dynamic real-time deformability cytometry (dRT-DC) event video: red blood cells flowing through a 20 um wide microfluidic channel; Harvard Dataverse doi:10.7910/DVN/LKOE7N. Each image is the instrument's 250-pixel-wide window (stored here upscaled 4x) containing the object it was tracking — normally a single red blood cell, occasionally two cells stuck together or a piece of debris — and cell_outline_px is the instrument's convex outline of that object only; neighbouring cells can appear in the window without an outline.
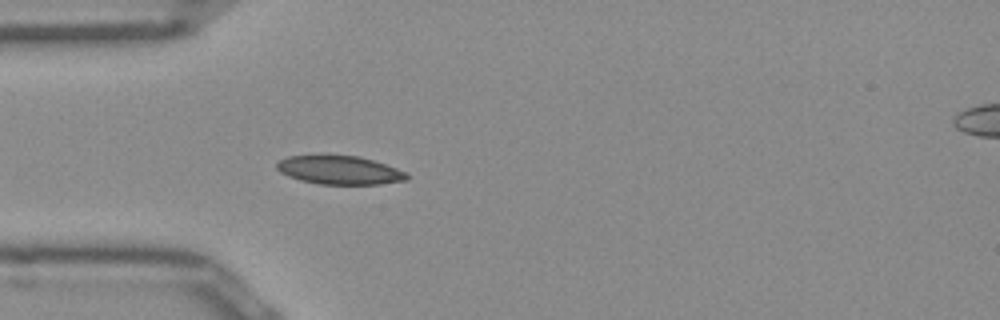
{"species": "Egyptian fruit bat (a non-hibernating species)", "species_latin": "Rousettus aegyptiacus", "temperature_condition": "room temperature", "stored_images_in_passage": 37, "camera_frame_rate_fps": 3000, "um_per_image_px": 0.085, "frame": {"image": 1, "passage_image": 1, "time_ms": 0.0, "image_size_px": [1000, 320], "cell_outline_px": [[408, 180], [380, 184], [320, 184], [300, 180], [288, 176], [280, 172], [276, 168], [276, 164], [280, 160], [288, 156], [360, 156], [408, 172]], "centroid_in_image_um": [28.88, 14.47], "position_along_channel_um": 56.1, "area_um2": 21.44}}
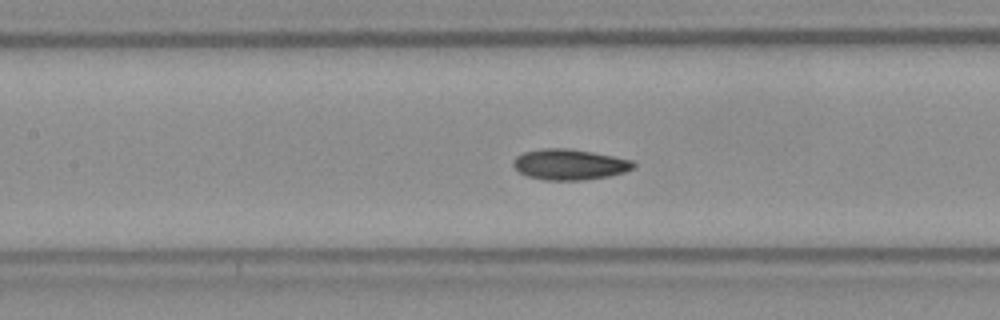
{"frame": {"image": 2, "passage_image": 9, "time_ms": 2.667, "image_size_px": [1000, 320], "cell_outline_px": [[636, 168], [624, 172], [608, 176], [584, 180], [544, 180], [528, 176], [520, 172], [512, 164], [512, 160], [516, 156], [524, 152], [544, 148], [568, 148], [592, 152], [632, 160], [636, 164]], "centroid_in_image_um": [48.42, 13.98], "position_along_channel_um": 159.0, "area_um2": 21.5}}
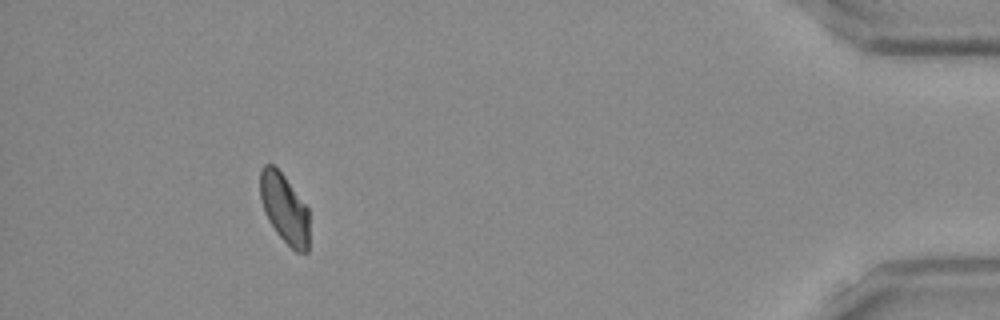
{"frame": {"image": 3, "passage_image": 33, "time_ms": 10.667, "image_size_px": [1000, 320], "cell_outline_px": [[308, 252], [296, 252], [276, 232], [268, 220], [264, 212], [260, 200], [260, 168], [264, 164], [272, 164], [284, 176], [308, 208]], "centroid_in_image_um": [24.15, 17.71], "position_along_channel_um": 411.0, "area_um2": 19.77}, "authors_computed_cell_mechanics": {"area_um2": 20.808, "velocity_mm_per_s": 3.9577, "shape_relaxation_time_tau1_ms": 7.1501, "shape_relaxation_time_tau2_ms": null, "deformation_change_tau1": 0.1283, "deformation_change_tau2": null}}